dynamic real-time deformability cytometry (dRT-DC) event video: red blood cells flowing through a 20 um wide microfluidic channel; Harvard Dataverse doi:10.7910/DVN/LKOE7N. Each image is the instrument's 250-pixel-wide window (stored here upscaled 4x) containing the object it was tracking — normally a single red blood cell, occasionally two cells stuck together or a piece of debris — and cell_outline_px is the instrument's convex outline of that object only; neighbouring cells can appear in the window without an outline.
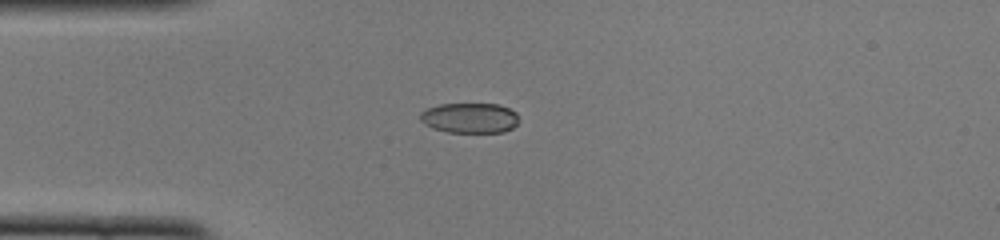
{"species": "common noctule bat (a hibernating species)", "species_latin": "Nyctalus noctula", "temperature_condition": "cold", "stored_images_in_passage": 38, "camera_frame_rate_fps": 3000, "um_per_image_px": 0.085, "animal": {"sex": "female", "body_mass_g": 22.0, "forearm_length_mm": 56.7}, "frame": {"image": 1, "passage_image": 1, "time_ms": 0.0, "image_size_px": [1000, 240], "cell_outline_px": [[516, 124], [512, 128], [504, 132], [448, 132], [432, 128], [424, 124], [420, 120], [420, 112], [428, 108], [440, 104], [500, 104], [516, 112]], "centroid_in_image_um": [39.9, 10.02], "position_along_channel_um": 45.1, "area_um2": 17.28}}
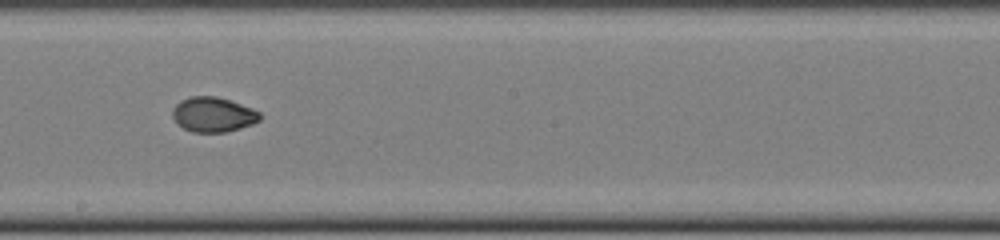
{"frame": {"image": 2, "passage_image": 16, "time_ms": 5.0, "image_size_px": [1000, 240], "cell_outline_px": [[260, 120], [252, 124], [240, 128], [224, 132], [192, 132], [184, 128], [172, 116], [172, 108], [180, 100], [188, 96], [216, 96], [252, 108], [260, 112]], "centroid_in_image_um": [18.1, 9.72], "position_along_channel_um": 230.1, "area_um2": 17.63}}
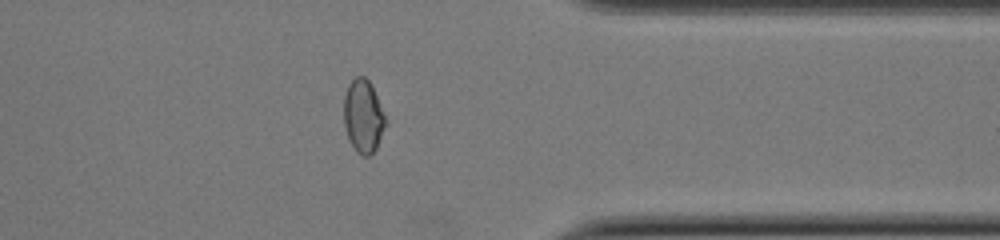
{"frame": {"image": 3, "passage_image": 28, "time_ms": 9.0, "image_size_px": [1000, 240], "cell_outline_px": [[384, 124], [376, 148], [368, 156], [364, 156], [356, 152], [348, 136], [344, 124], [344, 96], [348, 84], [356, 76], [364, 76], [368, 80], [384, 112]], "centroid_in_image_um": [30.84, 9.86], "position_along_channel_um": 380.6, "area_um2": 17.17}, "authors_computed_cell_mechanics": {"area_um2": 18.1781, "velocity_mm_per_s": 4.0027, "shape_relaxation_time_tau1_ms": 4.142, "shape_relaxation_time_tau2_ms": 1.2969, "deformation_change_tau1": 0.1459, "deformation_change_tau2": 0.0359}}